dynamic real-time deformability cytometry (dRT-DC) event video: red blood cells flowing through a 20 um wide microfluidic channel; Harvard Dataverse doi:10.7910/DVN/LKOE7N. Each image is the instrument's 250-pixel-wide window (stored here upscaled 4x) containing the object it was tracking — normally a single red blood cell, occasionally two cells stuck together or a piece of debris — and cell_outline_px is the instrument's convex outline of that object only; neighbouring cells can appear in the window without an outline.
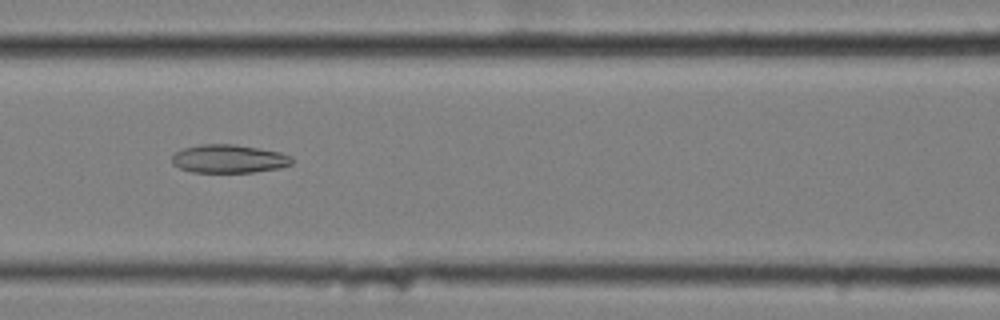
{"species": "common noctule bat (a hibernating species)", "species_latin": "Nyctalus noctula", "temperature_condition": "cold", "stored_images_in_passage": 53, "camera_frame_rate_fps": 3000, "um_per_image_px": 0.085, "animal": {"sex": "female", "body_mass_g": 25.1}, "frame": {"image": 1, "passage_image": 26, "time_ms": 8.333, "image_size_px": [1000, 320], "cell_outline_px": [[296, 160], [292, 164], [280, 168], [252, 172], [192, 172], [180, 168], [172, 164], [172, 156], [176, 152], [184, 148], [200, 144], [236, 144], [260, 148], [280, 152], [292, 156]], "centroid_in_image_um": [19.5, 13.49], "position_along_channel_um": 147.1, "area_um2": 20.0}}
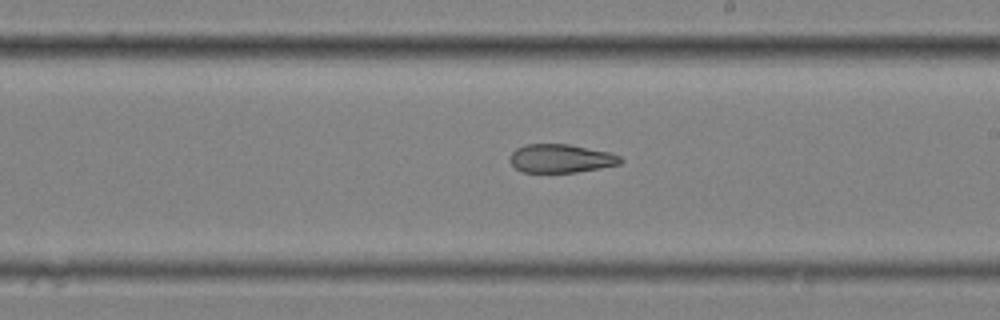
{"frame": {"image": 2, "passage_image": 34, "time_ms": 11.0, "image_size_px": [1000, 320], "cell_outline_px": [[624, 160], [620, 164], [600, 168], [576, 172], [520, 172], [508, 160], [512, 152], [516, 148], [524, 144], [568, 144], [608, 152], [620, 156]], "centroid_in_image_um": [47.65, 13.47], "position_along_channel_um": 241.4, "area_um2": 18.38}}
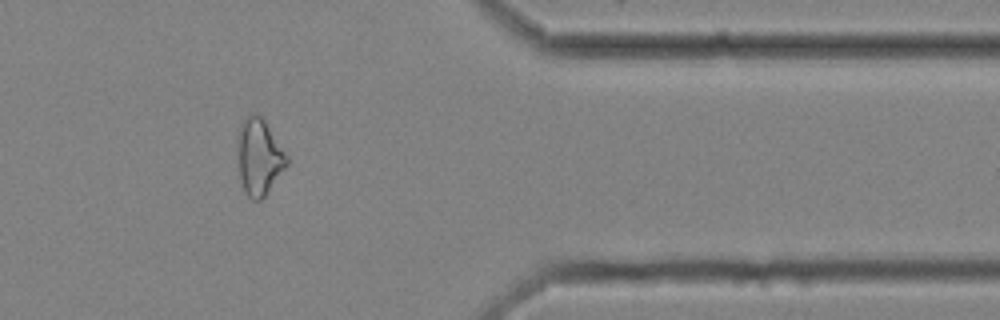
{"frame": {"image": 3, "passage_image": 48, "time_ms": 15.667, "image_size_px": [1000, 320], "cell_outline_px": [[288, 164], [264, 196], [260, 200], [252, 200], [244, 192], [240, 180], [236, 152], [236, 136], [240, 124], [248, 116], [264, 116], [288, 156]], "centroid_in_image_um": [21.99, 13.32], "position_along_channel_um": 389.4, "area_um2": 22.31}, "authors_computed_cell_mechanics": {"area_um2": 22.253, "velocity_mm_per_s": 3.5438, "shape_relaxation_time_tau1_ms": null, "shape_relaxation_time_tau2_ms": 3.7281, "deformation_change_tau1": null, "deformation_change_tau2": 0.1117}}